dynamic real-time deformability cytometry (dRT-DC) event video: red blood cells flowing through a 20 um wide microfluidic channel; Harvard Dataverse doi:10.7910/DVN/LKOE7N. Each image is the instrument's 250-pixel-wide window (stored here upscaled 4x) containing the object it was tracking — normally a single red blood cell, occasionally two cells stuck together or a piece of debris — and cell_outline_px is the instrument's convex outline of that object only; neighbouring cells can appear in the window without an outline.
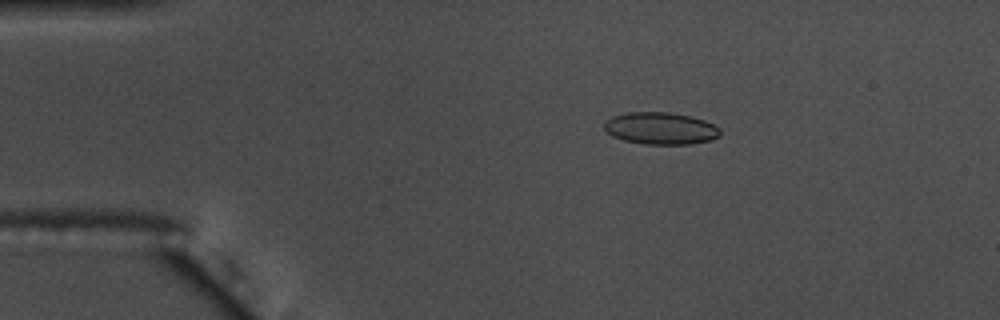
{"species": "common noctule bat (a hibernating species)", "species_latin": "Nyctalus noctula", "temperature_condition": "warm", "stored_images_in_passage": 49, "camera_frame_rate_fps": 3000, "um_per_image_px": 0.085, "animal": {"sex": "male", "body_mass_g": 17.5, "forearm_length_mm": 52.3}, "frame": {"image": 1, "passage_image": 3, "time_ms": 0.667, "image_size_px": [1000, 320], "cell_outline_px": [[720, 136], [712, 140], [692, 144], [644, 144], [624, 140], [612, 136], [604, 128], [604, 120], [612, 116], [628, 112], [668, 112], [692, 116], [704, 120], [720, 128]], "centroid_in_image_um": [56.16, 10.91], "position_along_channel_um": 28.8, "area_um2": 21.85}}
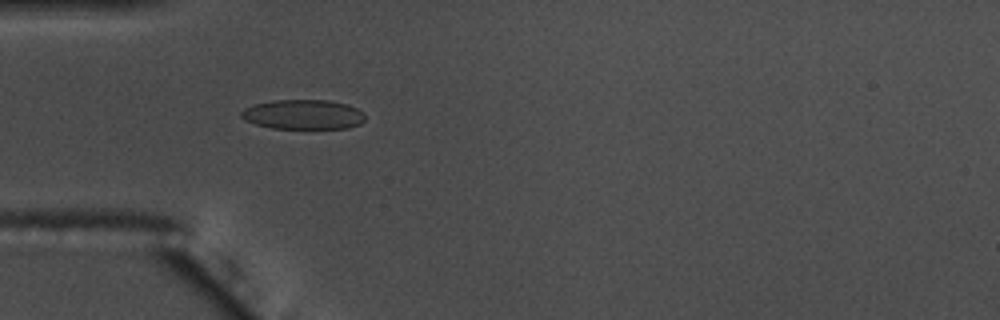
{"frame": {"image": 2, "passage_image": 10, "time_ms": 3.0, "image_size_px": [1000, 320], "cell_outline_px": [[364, 120], [360, 124], [348, 128], [272, 128], [256, 124], [244, 120], [240, 116], [240, 112], [244, 108], [256, 104], [272, 100], [328, 100], [348, 104], [364, 112]], "centroid_in_image_um": [25.77, 9.72], "position_along_channel_um": 59.2, "area_um2": 21.44}}
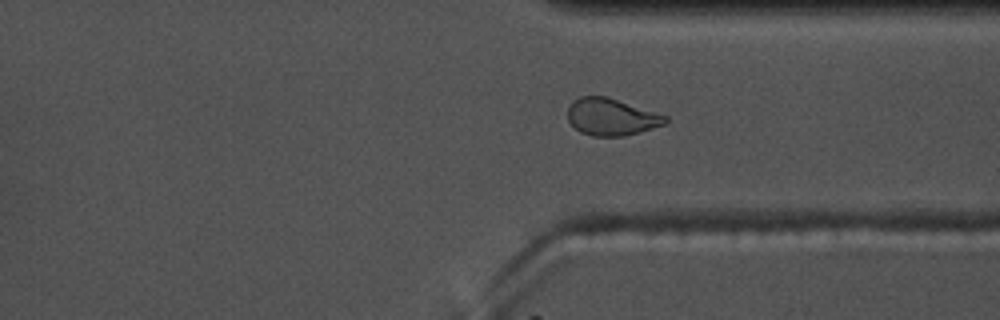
{"frame": {"image": 3, "passage_image": 35, "time_ms": 11.333, "image_size_px": [1000, 320], "cell_outline_px": [[668, 124], [640, 132], [620, 136], [592, 136], [580, 132], [568, 120], [568, 104], [572, 100], [580, 96], [604, 96], [668, 116]], "centroid_in_image_um": [51.96, 9.94], "position_along_channel_um": 359.4, "area_um2": 21.04}, "authors_computed_cell_mechanics": {"area_um2": 21.4438, "velocity_mm_per_s": 3.6446, "shape_relaxation_time_tau1_ms": 4.8011, "shape_relaxation_time_tau2_ms": 2.089, "deformation_change_tau1": 0.1363, "deformation_change_tau2": 0.0713}}